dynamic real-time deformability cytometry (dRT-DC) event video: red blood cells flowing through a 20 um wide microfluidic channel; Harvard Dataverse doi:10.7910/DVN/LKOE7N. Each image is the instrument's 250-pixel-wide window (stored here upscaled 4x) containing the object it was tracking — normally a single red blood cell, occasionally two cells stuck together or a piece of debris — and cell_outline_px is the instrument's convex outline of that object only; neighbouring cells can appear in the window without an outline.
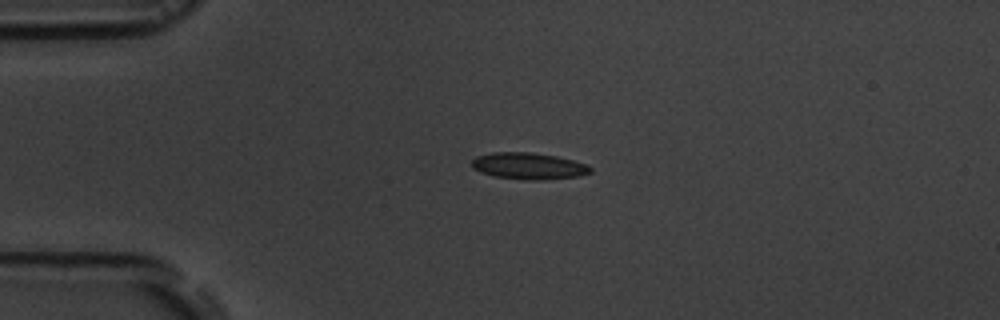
{"species": "common noctule bat (a hibernating species)", "species_latin": "Nyctalus noctula", "temperature_condition": "room temperature", "stored_images_in_passage": 2, "camera_frame_rate_fps": 3000, "um_per_image_px": 0.085, "animal": {"sex": "male", "body_mass_g": 19.5, "forearm_length_mm": 54.6}, "frame": {"image": 1, "passage_image": 1, "time_ms": 0.0, "image_size_px": [1000, 320], "cell_outline_px": [[592, 172], [580, 176], [540, 180], [524, 180], [496, 176], [480, 172], [472, 168], [472, 160], [476, 156], [492, 152], [532, 152], [556, 156], [588, 164], [592, 168]], "centroid_in_image_um": [44.94, 14.11], "position_along_channel_um": 40.1, "area_um2": 18.5}}